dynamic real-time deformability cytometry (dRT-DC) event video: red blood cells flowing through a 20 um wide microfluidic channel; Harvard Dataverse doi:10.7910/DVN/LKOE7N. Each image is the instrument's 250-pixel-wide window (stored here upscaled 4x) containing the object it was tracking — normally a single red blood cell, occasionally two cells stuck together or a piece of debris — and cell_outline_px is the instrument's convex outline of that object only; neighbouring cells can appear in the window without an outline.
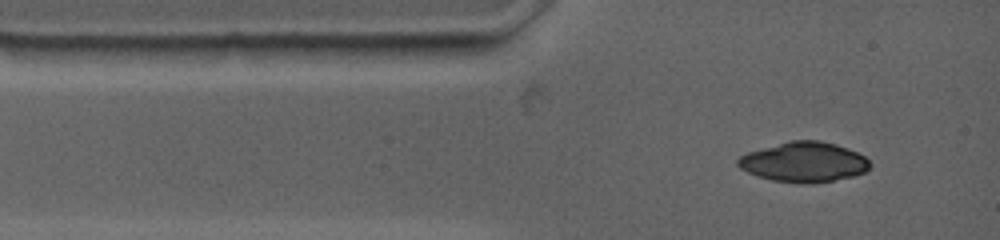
{"species": "common noctule bat (a hibernating species)", "species_latin": "Nyctalus noctula", "temperature_condition": "warm", "stored_images_in_passage": 1, "camera_frame_rate_fps": 4500, "um_per_image_px": 0.085, "animal": {"sex": "female", "body_mass_g": 19.0, "forearm_length_mm": 53.3}, "frame": {"image": 1, "passage_image": 1, "time_ms": 0.0, "image_size_px": [1000, 240], "cell_outline_px": [[872, 164], [864, 172], [852, 176], [832, 180], [772, 180], [748, 172], [740, 168], [736, 164], [736, 160], [740, 156], [748, 152], [792, 140], [820, 140], [836, 144], [848, 148], [864, 156]], "centroid_in_image_um": [68.33, 13.72], "position_along_channel_um": 16.7, "area_um2": 29.59}}